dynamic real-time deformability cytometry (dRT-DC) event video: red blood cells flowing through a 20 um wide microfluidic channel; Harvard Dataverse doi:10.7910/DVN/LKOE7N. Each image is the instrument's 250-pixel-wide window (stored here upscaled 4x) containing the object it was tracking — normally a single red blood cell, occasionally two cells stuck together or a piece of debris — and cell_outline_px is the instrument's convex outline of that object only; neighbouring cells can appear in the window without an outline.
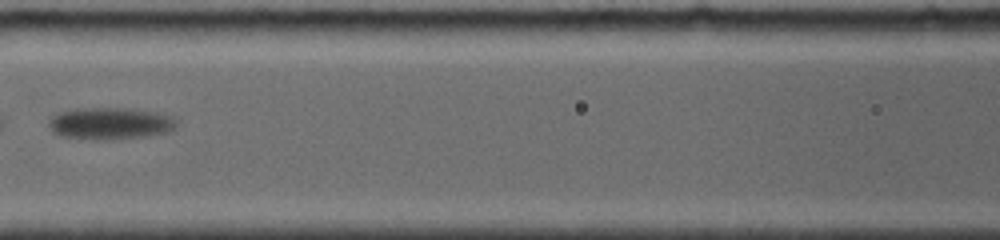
{"species": "common noctule bat (a hibernating species)", "species_latin": "Nyctalus noctula", "temperature_condition": "room temperature", "stored_images_in_passage": 10, "camera_frame_rate_fps": 4000, "um_per_image_px": 0.085, "animal": {"sex": "female", "body_mass_g": 19.0, "forearm_length_mm": 56.7}, "frame": {"image": 1, "passage_image": 5, "time_ms": 4.25, "image_size_px": [1000, 240], "cell_outline_px": [[176, 128], [168, 132], [148, 136], [60, 136], [52, 132], [48, 124], [48, 120], [52, 116], [60, 112], [76, 108], [124, 108], [156, 112], [172, 116], [176, 120]], "centroid_in_image_um": [9.38, 10.42], "position_along_channel_um": 157.2, "area_um2": 22.6}}
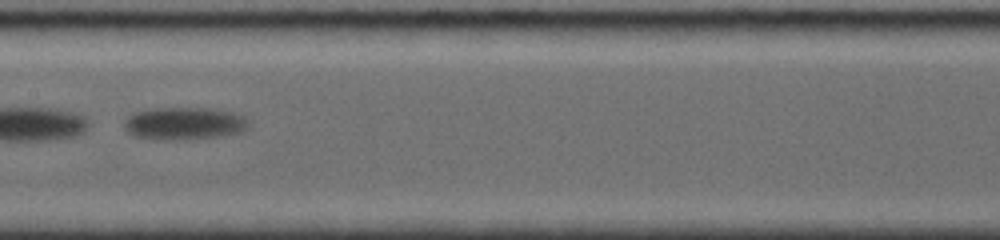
{"frame": {"image": 2, "passage_image": 6, "time_ms": 5.25, "image_size_px": [1000, 240], "cell_outline_px": [[248, 128], [244, 132], [220, 136], [176, 140], [164, 140], [132, 136], [124, 128], [124, 120], [128, 116], [136, 112], [152, 108], [212, 108], [232, 112], [244, 116], [248, 120]], "centroid_in_image_um": [15.66, 10.49], "position_along_channel_um": 191.7, "area_um2": 23.81}}